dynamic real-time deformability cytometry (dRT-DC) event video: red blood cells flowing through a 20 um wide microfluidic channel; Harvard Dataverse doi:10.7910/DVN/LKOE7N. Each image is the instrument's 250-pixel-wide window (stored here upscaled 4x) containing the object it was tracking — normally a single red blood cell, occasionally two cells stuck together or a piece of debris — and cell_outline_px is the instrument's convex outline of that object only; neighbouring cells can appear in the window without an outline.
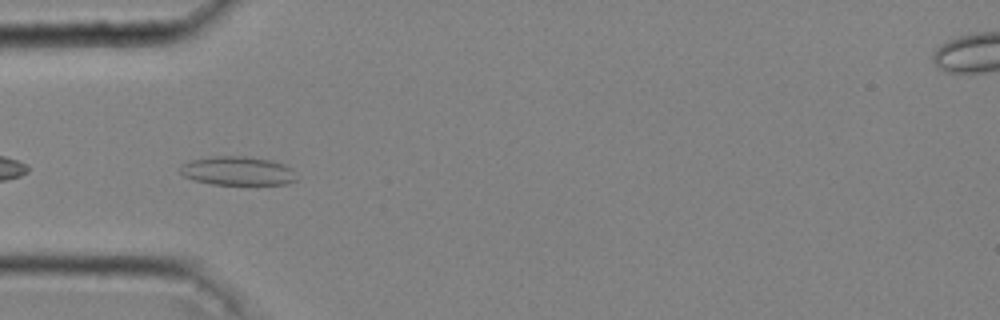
{"species": "common noctule bat (a hibernating species)", "species_latin": "Nyctalus noctula", "temperature_condition": "cold", "stored_images_in_passage": 46, "camera_frame_rate_fps": 3000, "um_per_image_px": 0.085, "animal": {"sex": "male", "body_mass_g": 20.4}, "frame": {"image": 1, "passage_image": 14, "time_ms": 4.333, "image_size_px": [1000, 320], "cell_outline_px": [[296, 180], [284, 184], [212, 184], [192, 180], [184, 176], [180, 172], [180, 164], [192, 160], [216, 156], [244, 156], [272, 160], [284, 164], [292, 168]], "centroid_in_image_um": [20.17, 14.52], "position_along_channel_um": 64.8, "area_um2": 19.48}}
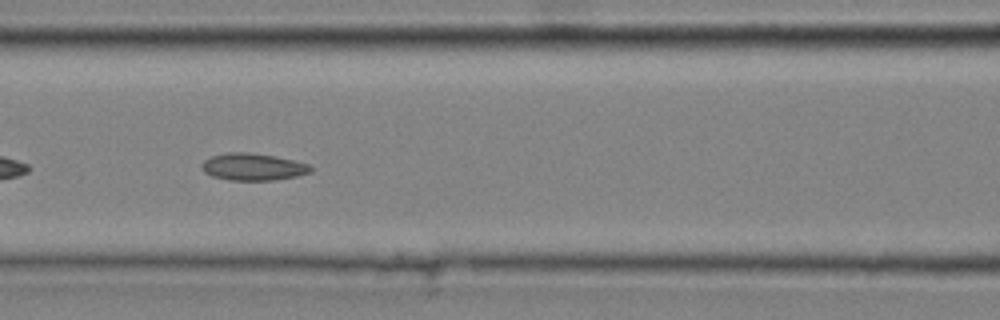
{"frame": {"image": 2, "passage_image": 20, "time_ms": 6.333, "image_size_px": [1000, 320], "cell_outline_px": [[312, 172], [296, 176], [272, 180], [228, 180], [212, 176], [204, 172], [200, 164], [204, 160], [212, 156], [228, 152], [248, 152], [276, 156], [308, 164], [312, 168]], "centroid_in_image_um": [21.48, 14.18], "position_along_channel_um": 145.1, "area_um2": 17.17}, "authors_computed_cell_mechanics": {"area_um2": 17.1955, "velocity_mm_per_s": 4.0498, "shape_relaxation_time_tau1_ms": 5.7862, "shape_relaxation_time_tau2_ms": 2.1649, "deformation_change_tau1": 0.1207, "deformation_change_tau2": 0.0862}}